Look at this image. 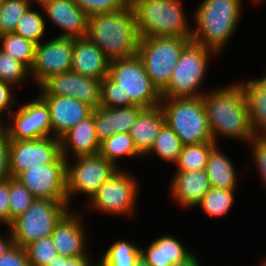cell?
<instances>
[{
	"label": "cell",
	"instance_id": "obj_10",
	"mask_svg": "<svg viewBox=\"0 0 266 266\" xmlns=\"http://www.w3.org/2000/svg\"><path fill=\"white\" fill-rule=\"evenodd\" d=\"M138 187L135 176L119 168L90 198L89 207L116 216H132L136 210Z\"/></svg>",
	"mask_w": 266,
	"mask_h": 266
},
{
	"label": "cell",
	"instance_id": "obj_15",
	"mask_svg": "<svg viewBox=\"0 0 266 266\" xmlns=\"http://www.w3.org/2000/svg\"><path fill=\"white\" fill-rule=\"evenodd\" d=\"M67 160L61 155L53 164L21 172L15 179L40 199L67 200Z\"/></svg>",
	"mask_w": 266,
	"mask_h": 266
},
{
	"label": "cell",
	"instance_id": "obj_50",
	"mask_svg": "<svg viewBox=\"0 0 266 266\" xmlns=\"http://www.w3.org/2000/svg\"><path fill=\"white\" fill-rule=\"evenodd\" d=\"M134 266H150L146 260L140 256L139 259L135 262Z\"/></svg>",
	"mask_w": 266,
	"mask_h": 266
},
{
	"label": "cell",
	"instance_id": "obj_31",
	"mask_svg": "<svg viewBox=\"0 0 266 266\" xmlns=\"http://www.w3.org/2000/svg\"><path fill=\"white\" fill-rule=\"evenodd\" d=\"M236 189L210 188L198 206L209 217H223L229 213L235 202Z\"/></svg>",
	"mask_w": 266,
	"mask_h": 266
},
{
	"label": "cell",
	"instance_id": "obj_38",
	"mask_svg": "<svg viewBox=\"0 0 266 266\" xmlns=\"http://www.w3.org/2000/svg\"><path fill=\"white\" fill-rule=\"evenodd\" d=\"M74 98L89 104L93 109L100 105L101 80L76 73Z\"/></svg>",
	"mask_w": 266,
	"mask_h": 266
},
{
	"label": "cell",
	"instance_id": "obj_36",
	"mask_svg": "<svg viewBox=\"0 0 266 266\" xmlns=\"http://www.w3.org/2000/svg\"><path fill=\"white\" fill-rule=\"evenodd\" d=\"M31 266H47L58 255L52 237H44L25 247Z\"/></svg>",
	"mask_w": 266,
	"mask_h": 266
},
{
	"label": "cell",
	"instance_id": "obj_46",
	"mask_svg": "<svg viewBox=\"0 0 266 266\" xmlns=\"http://www.w3.org/2000/svg\"><path fill=\"white\" fill-rule=\"evenodd\" d=\"M91 256L65 257L58 254L47 266H96Z\"/></svg>",
	"mask_w": 266,
	"mask_h": 266
},
{
	"label": "cell",
	"instance_id": "obj_21",
	"mask_svg": "<svg viewBox=\"0 0 266 266\" xmlns=\"http://www.w3.org/2000/svg\"><path fill=\"white\" fill-rule=\"evenodd\" d=\"M60 147L61 155L67 161L68 153H72V157L99 154L100 141L96 136L94 109L89 117L80 121L60 138Z\"/></svg>",
	"mask_w": 266,
	"mask_h": 266
},
{
	"label": "cell",
	"instance_id": "obj_43",
	"mask_svg": "<svg viewBox=\"0 0 266 266\" xmlns=\"http://www.w3.org/2000/svg\"><path fill=\"white\" fill-rule=\"evenodd\" d=\"M11 178L10 173V139L0 128V182Z\"/></svg>",
	"mask_w": 266,
	"mask_h": 266
},
{
	"label": "cell",
	"instance_id": "obj_19",
	"mask_svg": "<svg viewBox=\"0 0 266 266\" xmlns=\"http://www.w3.org/2000/svg\"><path fill=\"white\" fill-rule=\"evenodd\" d=\"M170 182V194L181 207L192 208L200 204L210 190L205 169L199 171H175Z\"/></svg>",
	"mask_w": 266,
	"mask_h": 266
},
{
	"label": "cell",
	"instance_id": "obj_37",
	"mask_svg": "<svg viewBox=\"0 0 266 266\" xmlns=\"http://www.w3.org/2000/svg\"><path fill=\"white\" fill-rule=\"evenodd\" d=\"M10 221L13 222L19 215L33 204L36 197L27 187L22 185L17 179L10 178Z\"/></svg>",
	"mask_w": 266,
	"mask_h": 266
},
{
	"label": "cell",
	"instance_id": "obj_6",
	"mask_svg": "<svg viewBox=\"0 0 266 266\" xmlns=\"http://www.w3.org/2000/svg\"><path fill=\"white\" fill-rule=\"evenodd\" d=\"M191 39L182 36L140 38L137 55L142 60L152 84L160 93L170 82L180 54Z\"/></svg>",
	"mask_w": 266,
	"mask_h": 266
},
{
	"label": "cell",
	"instance_id": "obj_54",
	"mask_svg": "<svg viewBox=\"0 0 266 266\" xmlns=\"http://www.w3.org/2000/svg\"><path fill=\"white\" fill-rule=\"evenodd\" d=\"M252 2L261 3V2H263V0H252Z\"/></svg>",
	"mask_w": 266,
	"mask_h": 266
},
{
	"label": "cell",
	"instance_id": "obj_3",
	"mask_svg": "<svg viewBox=\"0 0 266 266\" xmlns=\"http://www.w3.org/2000/svg\"><path fill=\"white\" fill-rule=\"evenodd\" d=\"M242 0H202L195 10L192 42L221 53L242 16ZM197 27V28H196Z\"/></svg>",
	"mask_w": 266,
	"mask_h": 266
},
{
	"label": "cell",
	"instance_id": "obj_48",
	"mask_svg": "<svg viewBox=\"0 0 266 266\" xmlns=\"http://www.w3.org/2000/svg\"><path fill=\"white\" fill-rule=\"evenodd\" d=\"M8 233L6 238L0 235V256L15 245L12 232L9 230Z\"/></svg>",
	"mask_w": 266,
	"mask_h": 266
},
{
	"label": "cell",
	"instance_id": "obj_44",
	"mask_svg": "<svg viewBox=\"0 0 266 266\" xmlns=\"http://www.w3.org/2000/svg\"><path fill=\"white\" fill-rule=\"evenodd\" d=\"M0 266H31L25 248L14 245L0 256Z\"/></svg>",
	"mask_w": 266,
	"mask_h": 266
},
{
	"label": "cell",
	"instance_id": "obj_32",
	"mask_svg": "<svg viewBox=\"0 0 266 266\" xmlns=\"http://www.w3.org/2000/svg\"><path fill=\"white\" fill-rule=\"evenodd\" d=\"M183 144L175 132L165 123L156 137L155 143L147 155L156 153L163 161L174 164Z\"/></svg>",
	"mask_w": 266,
	"mask_h": 266
},
{
	"label": "cell",
	"instance_id": "obj_42",
	"mask_svg": "<svg viewBox=\"0 0 266 266\" xmlns=\"http://www.w3.org/2000/svg\"><path fill=\"white\" fill-rule=\"evenodd\" d=\"M249 145L252 147L253 163H256V169L259 170L262 183L266 187V136H255Z\"/></svg>",
	"mask_w": 266,
	"mask_h": 266
},
{
	"label": "cell",
	"instance_id": "obj_39",
	"mask_svg": "<svg viewBox=\"0 0 266 266\" xmlns=\"http://www.w3.org/2000/svg\"><path fill=\"white\" fill-rule=\"evenodd\" d=\"M27 75H30L29 70L23 64L0 49V81L14 87L23 82Z\"/></svg>",
	"mask_w": 266,
	"mask_h": 266
},
{
	"label": "cell",
	"instance_id": "obj_20",
	"mask_svg": "<svg viewBox=\"0 0 266 266\" xmlns=\"http://www.w3.org/2000/svg\"><path fill=\"white\" fill-rule=\"evenodd\" d=\"M110 60L87 37L74 39L71 71L102 80L108 75Z\"/></svg>",
	"mask_w": 266,
	"mask_h": 266
},
{
	"label": "cell",
	"instance_id": "obj_26",
	"mask_svg": "<svg viewBox=\"0 0 266 266\" xmlns=\"http://www.w3.org/2000/svg\"><path fill=\"white\" fill-rule=\"evenodd\" d=\"M218 144L211 150L206 174L211 188L236 189L237 175L231 159L220 151Z\"/></svg>",
	"mask_w": 266,
	"mask_h": 266
},
{
	"label": "cell",
	"instance_id": "obj_9",
	"mask_svg": "<svg viewBox=\"0 0 266 266\" xmlns=\"http://www.w3.org/2000/svg\"><path fill=\"white\" fill-rule=\"evenodd\" d=\"M108 76L119 84L124 100L143 108L160 105L161 93L152 84L138 55L110 61Z\"/></svg>",
	"mask_w": 266,
	"mask_h": 266
},
{
	"label": "cell",
	"instance_id": "obj_33",
	"mask_svg": "<svg viewBox=\"0 0 266 266\" xmlns=\"http://www.w3.org/2000/svg\"><path fill=\"white\" fill-rule=\"evenodd\" d=\"M31 7L20 17L14 33L35 44H39L45 34L46 21L44 20L46 19L42 16L43 14H40L37 10L35 11V8L32 9Z\"/></svg>",
	"mask_w": 266,
	"mask_h": 266
},
{
	"label": "cell",
	"instance_id": "obj_25",
	"mask_svg": "<svg viewBox=\"0 0 266 266\" xmlns=\"http://www.w3.org/2000/svg\"><path fill=\"white\" fill-rule=\"evenodd\" d=\"M249 109L251 128L256 136H266V85L258 78L241 82Z\"/></svg>",
	"mask_w": 266,
	"mask_h": 266
},
{
	"label": "cell",
	"instance_id": "obj_24",
	"mask_svg": "<svg viewBox=\"0 0 266 266\" xmlns=\"http://www.w3.org/2000/svg\"><path fill=\"white\" fill-rule=\"evenodd\" d=\"M191 251L174 236L164 234L146 249L141 248V256L150 266H172L190 257L193 254Z\"/></svg>",
	"mask_w": 266,
	"mask_h": 266
},
{
	"label": "cell",
	"instance_id": "obj_28",
	"mask_svg": "<svg viewBox=\"0 0 266 266\" xmlns=\"http://www.w3.org/2000/svg\"><path fill=\"white\" fill-rule=\"evenodd\" d=\"M138 244L127 240L113 242L98 259L99 266H134L141 256Z\"/></svg>",
	"mask_w": 266,
	"mask_h": 266
},
{
	"label": "cell",
	"instance_id": "obj_53",
	"mask_svg": "<svg viewBox=\"0 0 266 266\" xmlns=\"http://www.w3.org/2000/svg\"><path fill=\"white\" fill-rule=\"evenodd\" d=\"M129 5L132 4L135 0H125Z\"/></svg>",
	"mask_w": 266,
	"mask_h": 266
},
{
	"label": "cell",
	"instance_id": "obj_29",
	"mask_svg": "<svg viewBox=\"0 0 266 266\" xmlns=\"http://www.w3.org/2000/svg\"><path fill=\"white\" fill-rule=\"evenodd\" d=\"M36 45L15 33L0 35V49L23 64L28 70H30L33 63Z\"/></svg>",
	"mask_w": 266,
	"mask_h": 266
},
{
	"label": "cell",
	"instance_id": "obj_5",
	"mask_svg": "<svg viewBox=\"0 0 266 266\" xmlns=\"http://www.w3.org/2000/svg\"><path fill=\"white\" fill-rule=\"evenodd\" d=\"M160 107L183 145L213 141L202 97L162 98Z\"/></svg>",
	"mask_w": 266,
	"mask_h": 266
},
{
	"label": "cell",
	"instance_id": "obj_17",
	"mask_svg": "<svg viewBox=\"0 0 266 266\" xmlns=\"http://www.w3.org/2000/svg\"><path fill=\"white\" fill-rule=\"evenodd\" d=\"M48 106L51 136L60 139L72 127L85 120L93 108L80 100L66 96H39Z\"/></svg>",
	"mask_w": 266,
	"mask_h": 266
},
{
	"label": "cell",
	"instance_id": "obj_35",
	"mask_svg": "<svg viewBox=\"0 0 266 266\" xmlns=\"http://www.w3.org/2000/svg\"><path fill=\"white\" fill-rule=\"evenodd\" d=\"M76 87V73L70 71L47 79L39 88L38 96H66L73 97Z\"/></svg>",
	"mask_w": 266,
	"mask_h": 266
},
{
	"label": "cell",
	"instance_id": "obj_30",
	"mask_svg": "<svg viewBox=\"0 0 266 266\" xmlns=\"http://www.w3.org/2000/svg\"><path fill=\"white\" fill-rule=\"evenodd\" d=\"M217 144L214 141L196 145H183L182 151L174 163L176 171H199L206 168L209 154Z\"/></svg>",
	"mask_w": 266,
	"mask_h": 266
},
{
	"label": "cell",
	"instance_id": "obj_22",
	"mask_svg": "<svg viewBox=\"0 0 266 266\" xmlns=\"http://www.w3.org/2000/svg\"><path fill=\"white\" fill-rule=\"evenodd\" d=\"M144 108L131 106L126 108H94V123L97 139H104L116 133H129L139 113Z\"/></svg>",
	"mask_w": 266,
	"mask_h": 266
},
{
	"label": "cell",
	"instance_id": "obj_52",
	"mask_svg": "<svg viewBox=\"0 0 266 266\" xmlns=\"http://www.w3.org/2000/svg\"><path fill=\"white\" fill-rule=\"evenodd\" d=\"M260 266H266V258L263 259L262 263H260Z\"/></svg>",
	"mask_w": 266,
	"mask_h": 266
},
{
	"label": "cell",
	"instance_id": "obj_23",
	"mask_svg": "<svg viewBox=\"0 0 266 266\" xmlns=\"http://www.w3.org/2000/svg\"><path fill=\"white\" fill-rule=\"evenodd\" d=\"M165 123V115L160 105L152 108H144L139 113L129 134L142 157L147 156L150 152L157 135Z\"/></svg>",
	"mask_w": 266,
	"mask_h": 266
},
{
	"label": "cell",
	"instance_id": "obj_16",
	"mask_svg": "<svg viewBox=\"0 0 266 266\" xmlns=\"http://www.w3.org/2000/svg\"><path fill=\"white\" fill-rule=\"evenodd\" d=\"M38 6L62 34L58 37L78 39L86 37L88 15L75 0H37Z\"/></svg>",
	"mask_w": 266,
	"mask_h": 266
},
{
	"label": "cell",
	"instance_id": "obj_13",
	"mask_svg": "<svg viewBox=\"0 0 266 266\" xmlns=\"http://www.w3.org/2000/svg\"><path fill=\"white\" fill-rule=\"evenodd\" d=\"M74 39L55 37L36 45L29 70L39 87L50 77L71 71Z\"/></svg>",
	"mask_w": 266,
	"mask_h": 266
},
{
	"label": "cell",
	"instance_id": "obj_18",
	"mask_svg": "<svg viewBox=\"0 0 266 266\" xmlns=\"http://www.w3.org/2000/svg\"><path fill=\"white\" fill-rule=\"evenodd\" d=\"M81 215L70 210L56 225L51 237L58 254L65 257L91 256Z\"/></svg>",
	"mask_w": 266,
	"mask_h": 266
},
{
	"label": "cell",
	"instance_id": "obj_4",
	"mask_svg": "<svg viewBox=\"0 0 266 266\" xmlns=\"http://www.w3.org/2000/svg\"><path fill=\"white\" fill-rule=\"evenodd\" d=\"M141 38L182 36L192 38V28L181 0H135L132 4Z\"/></svg>",
	"mask_w": 266,
	"mask_h": 266
},
{
	"label": "cell",
	"instance_id": "obj_7",
	"mask_svg": "<svg viewBox=\"0 0 266 266\" xmlns=\"http://www.w3.org/2000/svg\"><path fill=\"white\" fill-rule=\"evenodd\" d=\"M68 200L36 198L33 204L13 220L8 228L12 232L15 245H27L51 236L56 225L70 211Z\"/></svg>",
	"mask_w": 266,
	"mask_h": 266
},
{
	"label": "cell",
	"instance_id": "obj_51",
	"mask_svg": "<svg viewBox=\"0 0 266 266\" xmlns=\"http://www.w3.org/2000/svg\"><path fill=\"white\" fill-rule=\"evenodd\" d=\"M263 84H265L266 85V71H265V73H264V75H263V77L261 78H258Z\"/></svg>",
	"mask_w": 266,
	"mask_h": 266
},
{
	"label": "cell",
	"instance_id": "obj_27",
	"mask_svg": "<svg viewBox=\"0 0 266 266\" xmlns=\"http://www.w3.org/2000/svg\"><path fill=\"white\" fill-rule=\"evenodd\" d=\"M99 154L116 167L117 160L126 157H141L129 133H116L100 142Z\"/></svg>",
	"mask_w": 266,
	"mask_h": 266
},
{
	"label": "cell",
	"instance_id": "obj_49",
	"mask_svg": "<svg viewBox=\"0 0 266 266\" xmlns=\"http://www.w3.org/2000/svg\"><path fill=\"white\" fill-rule=\"evenodd\" d=\"M197 255H195L194 253L188 257L186 260L173 264L172 266H201L200 262H199V258L197 259Z\"/></svg>",
	"mask_w": 266,
	"mask_h": 266
},
{
	"label": "cell",
	"instance_id": "obj_34",
	"mask_svg": "<svg viewBox=\"0 0 266 266\" xmlns=\"http://www.w3.org/2000/svg\"><path fill=\"white\" fill-rule=\"evenodd\" d=\"M37 0H4L0 5V35L14 33L24 12Z\"/></svg>",
	"mask_w": 266,
	"mask_h": 266
},
{
	"label": "cell",
	"instance_id": "obj_40",
	"mask_svg": "<svg viewBox=\"0 0 266 266\" xmlns=\"http://www.w3.org/2000/svg\"><path fill=\"white\" fill-rule=\"evenodd\" d=\"M104 108H126L134 106L130 100H124V93L119 84L114 82L108 75L101 80L100 105Z\"/></svg>",
	"mask_w": 266,
	"mask_h": 266
},
{
	"label": "cell",
	"instance_id": "obj_47",
	"mask_svg": "<svg viewBox=\"0 0 266 266\" xmlns=\"http://www.w3.org/2000/svg\"><path fill=\"white\" fill-rule=\"evenodd\" d=\"M14 87L8 83H5L3 81H0V116L1 113H4L5 111H9V113L12 112L10 110V106L15 105V100L13 99L12 89ZM3 121L0 118V128L4 125Z\"/></svg>",
	"mask_w": 266,
	"mask_h": 266
},
{
	"label": "cell",
	"instance_id": "obj_45",
	"mask_svg": "<svg viewBox=\"0 0 266 266\" xmlns=\"http://www.w3.org/2000/svg\"><path fill=\"white\" fill-rule=\"evenodd\" d=\"M10 178L0 182V223L6 224L9 228L10 221Z\"/></svg>",
	"mask_w": 266,
	"mask_h": 266
},
{
	"label": "cell",
	"instance_id": "obj_2",
	"mask_svg": "<svg viewBox=\"0 0 266 266\" xmlns=\"http://www.w3.org/2000/svg\"><path fill=\"white\" fill-rule=\"evenodd\" d=\"M86 37L110 60L137 55L140 35L135 13L130 5L115 12L88 16Z\"/></svg>",
	"mask_w": 266,
	"mask_h": 266
},
{
	"label": "cell",
	"instance_id": "obj_1",
	"mask_svg": "<svg viewBox=\"0 0 266 266\" xmlns=\"http://www.w3.org/2000/svg\"><path fill=\"white\" fill-rule=\"evenodd\" d=\"M213 141L230 137L250 142L254 134L245 91L239 82L215 88L202 96Z\"/></svg>",
	"mask_w": 266,
	"mask_h": 266
},
{
	"label": "cell",
	"instance_id": "obj_41",
	"mask_svg": "<svg viewBox=\"0 0 266 266\" xmlns=\"http://www.w3.org/2000/svg\"><path fill=\"white\" fill-rule=\"evenodd\" d=\"M79 7L88 15L115 12L126 8L125 0H75Z\"/></svg>",
	"mask_w": 266,
	"mask_h": 266
},
{
	"label": "cell",
	"instance_id": "obj_8",
	"mask_svg": "<svg viewBox=\"0 0 266 266\" xmlns=\"http://www.w3.org/2000/svg\"><path fill=\"white\" fill-rule=\"evenodd\" d=\"M213 54L217 55L214 51L191 41L181 52L170 82L161 92V97H202L205 93L200 92L199 88L205 80L209 59Z\"/></svg>",
	"mask_w": 266,
	"mask_h": 266
},
{
	"label": "cell",
	"instance_id": "obj_11",
	"mask_svg": "<svg viewBox=\"0 0 266 266\" xmlns=\"http://www.w3.org/2000/svg\"><path fill=\"white\" fill-rule=\"evenodd\" d=\"M76 163L69 160L66 165L67 200L75 194H85L88 199L114 174L119 167L107 161L100 154L73 157ZM72 164V165H71ZM74 194V195H73Z\"/></svg>",
	"mask_w": 266,
	"mask_h": 266
},
{
	"label": "cell",
	"instance_id": "obj_12",
	"mask_svg": "<svg viewBox=\"0 0 266 266\" xmlns=\"http://www.w3.org/2000/svg\"><path fill=\"white\" fill-rule=\"evenodd\" d=\"M9 123L1 129L10 140H34L51 136V122L47 104L37 96L9 115Z\"/></svg>",
	"mask_w": 266,
	"mask_h": 266
},
{
	"label": "cell",
	"instance_id": "obj_14",
	"mask_svg": "<svg viewBox=\"0 0 266 266\" xmlns=\"http://www.w3.org/2000/svg\"><path fill=\"white\" fill-rule=\"evenodd\" d=\"M60 156V139L53 136L34 140H10L11 178H16L30 168L53 164Z\"/></svg>",
	"mask_w": 266,
	"mask_h": 266
}]
</instances>
